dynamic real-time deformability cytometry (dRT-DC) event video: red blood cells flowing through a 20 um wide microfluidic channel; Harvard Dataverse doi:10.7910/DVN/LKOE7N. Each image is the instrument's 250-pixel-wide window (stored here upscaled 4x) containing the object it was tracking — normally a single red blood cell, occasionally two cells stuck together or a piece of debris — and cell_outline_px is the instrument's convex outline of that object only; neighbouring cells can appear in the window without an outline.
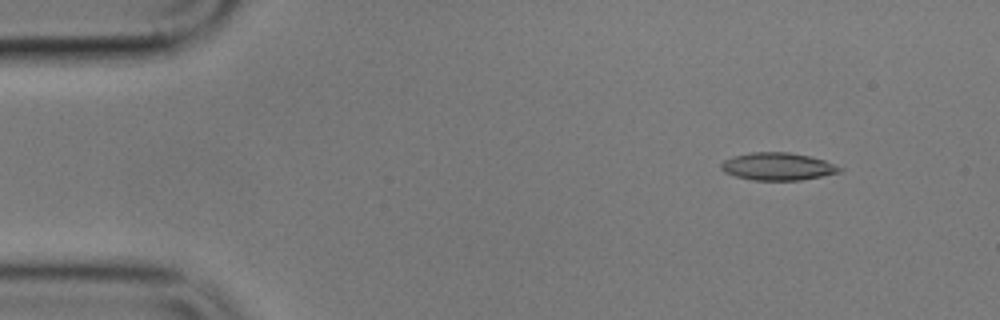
{"species": "common noctule bat (a hibernating species)", "species_latin": "Nyctalus noctula", "temperature_condition": "cold", "stored_images_in_passage": 4, "camera_frame_rate_fps": 3000, "um_per_image_px": 0.085, "animal": {"sex": "male", "body_mass_g": 17.9}, "frame": {"image": 1, "passage_image": 1, "time_ms": 0.0, "image_size_px": [1000, 320], "cell_outline_px": [[844, 168], [840, 172], [800, 180], [752, 180], [736, 176], [724, 172], [720, 168], [720, 164], [724, 160], [732, 156], [752, 152], [788, 152], [808, 156], [824, 160]], "centroid_in_image_um": [66.08, 14.15], "position_along_channel_um": 18.9, "area_um2": 18.96}}
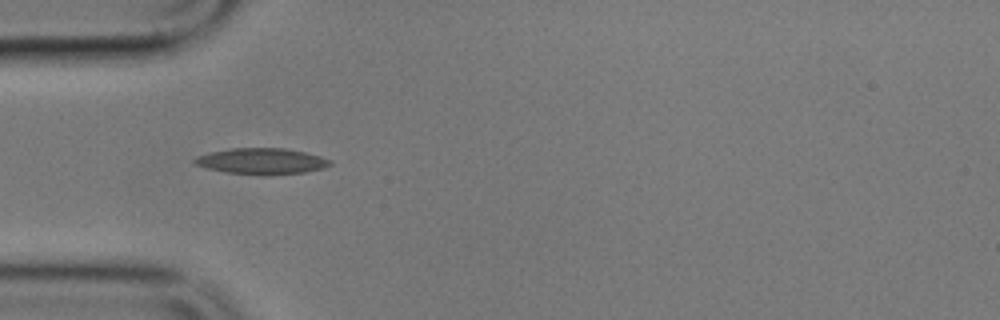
{"frame": {"image": 2, "passage_image": 4, "time_ms": 3.667, "image_size_px": [1000, 320], "cell_outline_px": [[332, 164], [324, 168], [304, 172], [268, 176], [260, 176], [228, 172], [208, 168], [196, 164], [192, 160], [196, 156], [212, 152], [232, 148], [284, 148], [304, 152], [320, 156], [332, 160]], "centroid_in_image_um": [22.28, 13.71], "position_along_channel_um": 62.7, "area_um2": 20.63}}